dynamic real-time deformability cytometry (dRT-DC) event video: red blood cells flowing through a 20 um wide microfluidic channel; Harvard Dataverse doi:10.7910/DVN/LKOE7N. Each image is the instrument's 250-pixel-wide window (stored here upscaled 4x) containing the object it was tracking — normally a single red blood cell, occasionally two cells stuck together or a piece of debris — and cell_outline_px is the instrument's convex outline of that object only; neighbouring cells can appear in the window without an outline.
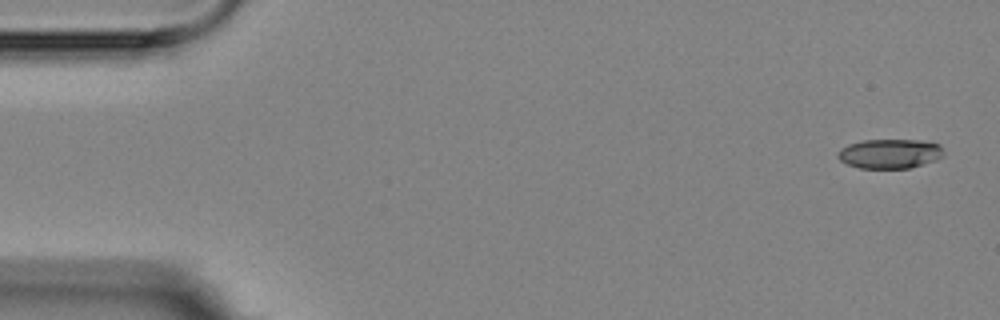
{"species": "Egyptian fruit bat (a non-hibernating species)", "species_latin": "Rousettus aegyptiacus", "temperature_condition": "room temperature", "stored_images_in_passage": 6, "segment_of_instrument_passage": [1, 2], "camera_frame_rate_fps": 3000, "um_per_image_px": 0.085, "animal": {"sex": "female"}, "frame": {"image": 1, "passage_image": 1, "time_ms": 0.0, "image_size_px": [1000, 320], "cell_outline_px": [[944, 156], [936, 160], [908, 168], [860, 168], [848, 164], [840, 160], [836, 156], [836, 152], [840, 148], [848, 144], [864, 140], [920, 140], [940, 144], [944, 152]], "centroid_in_image_um": [75.62, 13.05], "position_along_channel_um": 9.4, "area_um2": 18.26}}
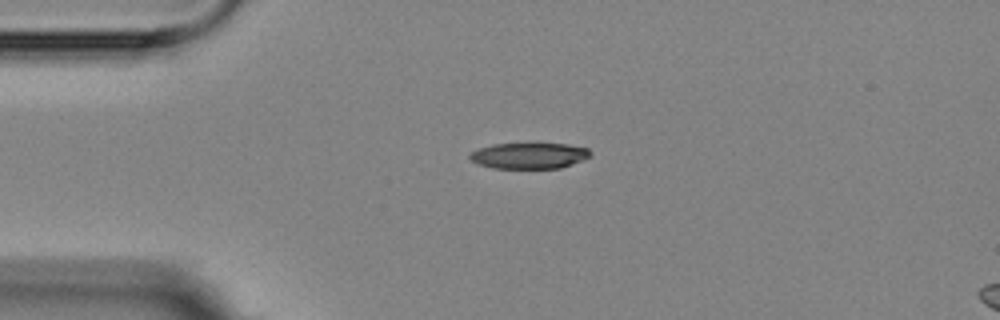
{"frame": {"image": 2, "passage_image": 4, "time_ms": 3.667, "image_size_px": [1000, 320], "cell_outline_px": [[592, 156], [584, 160], [560, 168], [492, 168], [476, 164], [468, 156], [472, 152], [480, 148], [492, 144], [536, 140], [568, 144], [588, 148], [592, 152]], "centroid_in_image_um": [45.02, 13.17], "position_along_channel_um": 40.0, "area_um2": 19.36}}